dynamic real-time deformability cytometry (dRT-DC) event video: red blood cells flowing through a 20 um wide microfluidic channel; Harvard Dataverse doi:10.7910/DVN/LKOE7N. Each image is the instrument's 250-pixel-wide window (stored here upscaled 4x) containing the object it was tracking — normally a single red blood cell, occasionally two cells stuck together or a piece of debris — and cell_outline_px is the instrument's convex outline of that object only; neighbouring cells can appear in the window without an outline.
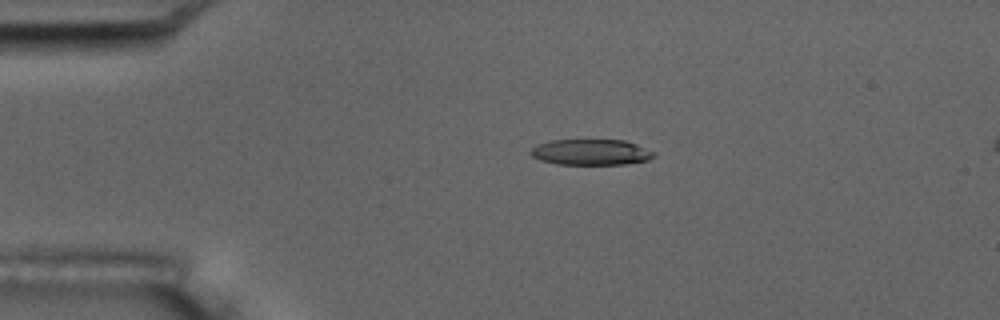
{"species": "common noctule bat (a hibernating species)", "species_latin": "Nyctalus noctula", "temperature_condition": "room temperature", "stored_images_in_passage": 11, "camera_frame_rate_fps": 3000, "um_per_image_px": 0.085, "animal": {"sex": "male", "body_mass_g": 17.5, "forearm_length_mm": 52.3}, "frame": {"image": 1, "passage_image": 4, "time_ms": 3.333, "image_size_px": [1000, 320], "cell_outline_px": [[656, 156], [648, 160], [624, 164], [556, 164], [540, 160], [532, 156], [528, 152], [536, 144], [552, 140], [624, 140], [636, 144], [656, 152]], "centroid_in_image_um": [50.22, 12.93], "position_along_channel_um": 34.8, "area_um2": 18.61}}
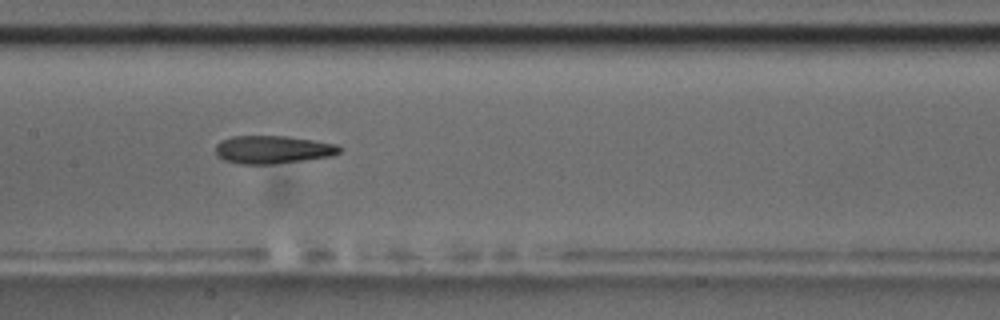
{"frame": {"image": 2, "passage_image": 8, "time_ms": 8.667, "image_size_px": [1000, 320], "cell_outline_px": [[344, 148], [340, 152], [332, 156], [272, 164], [240, 164], [224, 160], [216, 156], [216, 144], [220, 140], [232, 136], [288, 136], [336, 144]], "centroid_in_image_um": [23.17, 12.71], "position_along_channel_um": 184.2, "area_um2": 20.29}}